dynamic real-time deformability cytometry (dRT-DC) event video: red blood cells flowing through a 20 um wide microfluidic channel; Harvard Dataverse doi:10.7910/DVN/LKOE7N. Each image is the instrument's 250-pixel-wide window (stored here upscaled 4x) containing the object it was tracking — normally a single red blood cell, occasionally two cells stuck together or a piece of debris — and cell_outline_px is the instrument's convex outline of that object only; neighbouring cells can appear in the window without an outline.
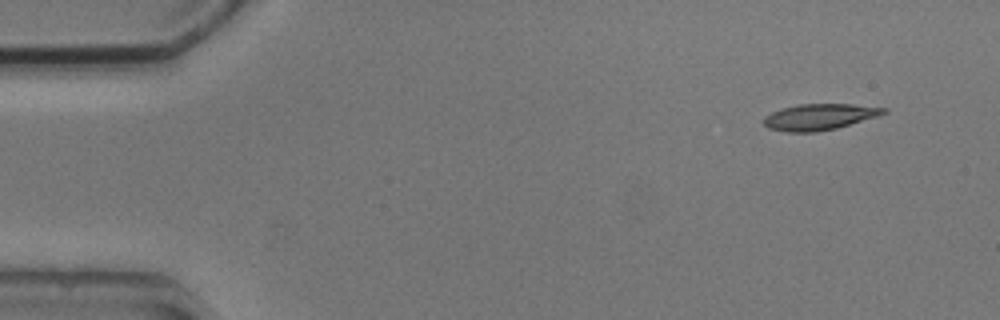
{"species": "common noctule bat (a hibernating species)", "species_latin": "Nyctalus noctula", "temperature_condition": "cold", "stored_images_in_passage": 4, "camera_frame_rate_fps": 3000, "um_per_image_px": 0.085, "animal": {"sex": "male", "body_mass_g": 20.5, "forearm_length_mm": 52.5}, "frame": {"image": 1, "passage_image": 1, "time_ms": 0.0, "image_size_px": [1000, 320], "cell_outline_px": [[888, 112], [876, 116], [836, 128], [816, 132], [788, 132], [768, 128], [764, 124], [764, 116], [772, 112], [784, 108], [800, 104], [852, 104], [888, 108]], "centroid_in_image_um": [69.64, 9.93], "position_along_channel_um": 15.4, "area_um2": 18.03}}
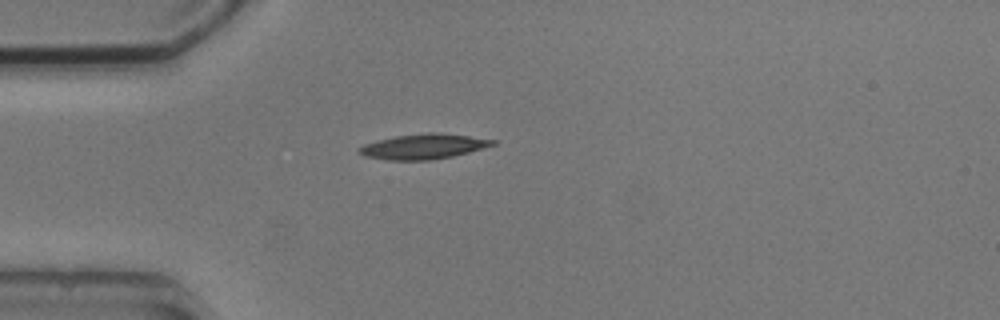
{"frame": {"image": 2, "passage_image": 4, "time_ms": 3.333, "image_size_px": [1000, 320], "cell_outline_px": [[500, 140], [496, 144], [468, 152], [452, 156], [432, 160], [388, 160], [364, 156], [356, 148], [364, 144], [396, 136], [428, 132], [436, 132]], "centroid_in_image_um": [36.02, 12.45], "position_along_channel_um": 49.0, "area_um2": 19.42}}